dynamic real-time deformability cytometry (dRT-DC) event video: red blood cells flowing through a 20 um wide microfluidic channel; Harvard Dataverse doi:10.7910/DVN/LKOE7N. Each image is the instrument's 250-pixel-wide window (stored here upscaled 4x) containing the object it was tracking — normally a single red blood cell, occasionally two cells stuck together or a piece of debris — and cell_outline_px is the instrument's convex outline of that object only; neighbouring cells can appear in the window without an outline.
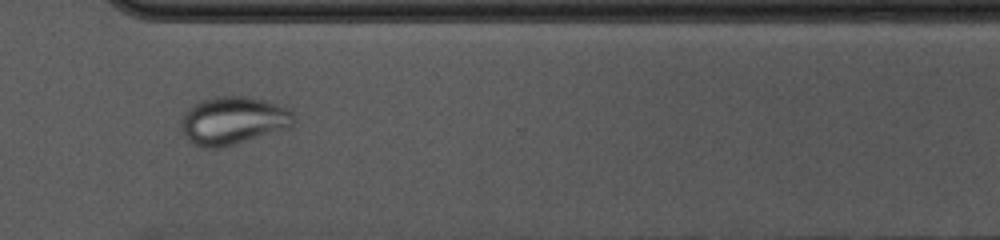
{"species": "common noctule bat (a hibernating species)", "species_latin": "Nyctalus noctula", "temperature_condition": "cold", "stored_images_in_passage": 54, "camera_frame_rate_fps": 3000, "um_per_image_px": 0.085, "animal": {"sex": "female", "body_mass_g": 10.0, "forearm_length_mm": 53.1}, "frame": {"image": 1, "passage_image": 39, "time_ms": 12.667, "image_size_px": [1000, 240], "cell_outline_px": [[296, 120], [288, 128], [232, 144], [216, 148], [204, 148], [196, 144], [184, 136], [180, 120], [184, 112], [192, 104], [216, 96], [244, 96], [284, 104], [296, 116]], "centroid_in_image_um": [19.83, 10.22], "position_along_channel_um": 350.8, "area_um2": 31.39}}